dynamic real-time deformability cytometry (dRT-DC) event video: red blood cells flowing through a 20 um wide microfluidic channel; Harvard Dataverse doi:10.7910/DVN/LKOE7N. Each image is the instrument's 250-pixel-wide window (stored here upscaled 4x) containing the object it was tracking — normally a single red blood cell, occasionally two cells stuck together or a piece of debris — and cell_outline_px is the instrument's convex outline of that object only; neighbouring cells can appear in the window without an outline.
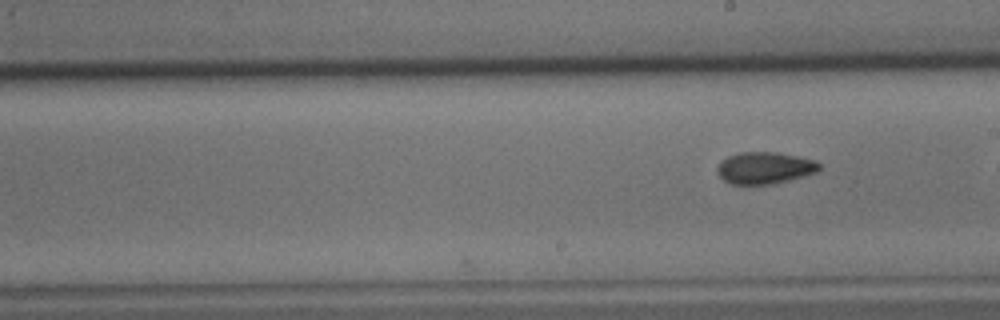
{"species": "common noctule bat (a hibernating species)", "species_latin": "Nyctalus noctula", "temperature_condition": "cold", "stored_images_in_passage": 21, "camera_frame_rate_fps": 3000, "um_per_image_px": 0.085, "animal": {"sex": "male", "body_mass_g": 15.6}, "frame": {"image": 1, "passage_image": 21, "time_ms": 6.667, "image_size_px": [1000, 320], "cell_outline_px": [[820, 168], [816, 172], [788, 180], [772, 184], [732, 184], [724, 180], [716, 172], [716, 168], [728, 156], [740, 152], [776, 152], [816, 160], [820, 164]], "centroid_in_image_um": [65.0, 14.27], "position_along_channel_um": 224.0, "area_um2": 18.73}}